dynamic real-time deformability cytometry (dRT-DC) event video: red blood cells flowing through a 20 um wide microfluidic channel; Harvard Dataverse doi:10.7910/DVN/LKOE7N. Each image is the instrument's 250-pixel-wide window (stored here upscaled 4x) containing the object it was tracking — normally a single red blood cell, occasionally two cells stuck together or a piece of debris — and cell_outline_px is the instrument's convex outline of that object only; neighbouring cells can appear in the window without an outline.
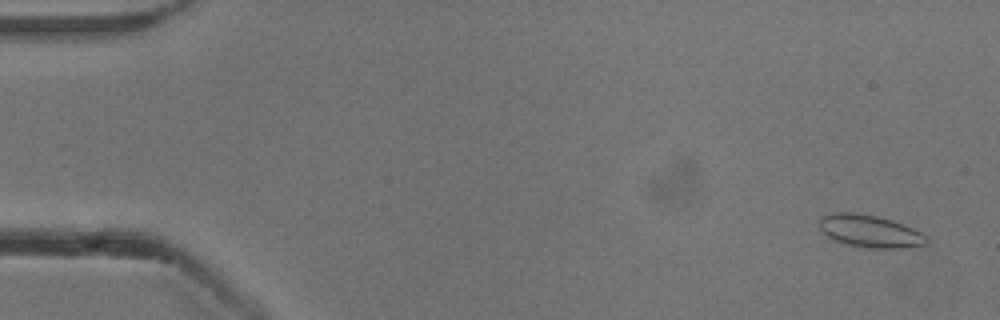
{"species": "common noctule bat (a hibernating species)", "species_latin": "Nyctalus noctula", "temperature_condition": "cold", "stored_images_in_passage": 54, "camera_frame_rate_fps": 3000, "um_per_image_px": 0.085, "animal": {"sex": "male", "body_mass_g": 13.3}, "frame": {"image": 1, "passage_image": 3, "time_ms": 0.667, "image_size_px": [1000, 320], "cell_outline_px": [[928, 240], [924, 244], [904, 248], [868, 248], [844, 244], [828, 236], [820, 228], [820, 216], [832, 212], [856, 212], [876, 216], [892, 220], [912, 228], [928, 236]], "centroid_in_image_um": [73.93, 19.64], "position_along_channel_um": 11.1, "area_um2": 20.23}}
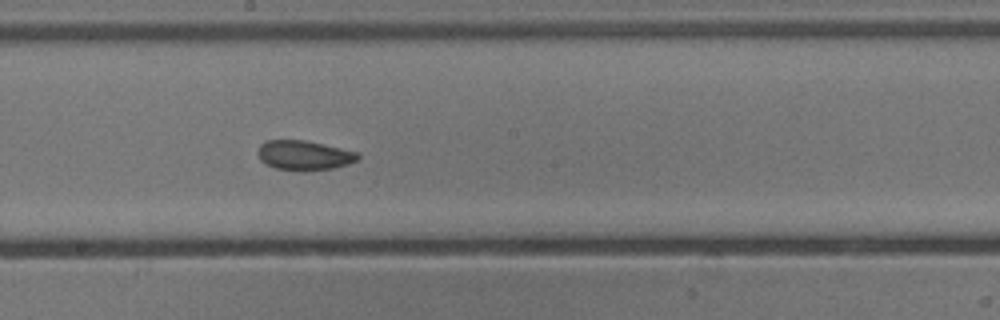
{"frame": {"image": 2, "passage_image": 30, "time_ms": 9.667, "image_size_px": [1000, 320], "cell_outline_px": [[360, 156], [356, 160], [348, 164], [332, 168], [276, 168], [264, 164], [260, 160], [256, 152], [260, 144], [264, 140], [304, 140], [324, 144], [360, 152]], "centroid_in_image_um": [25.82, 13.14], "position_along_channel_um": 222.4, "area_um2": 16.82}}
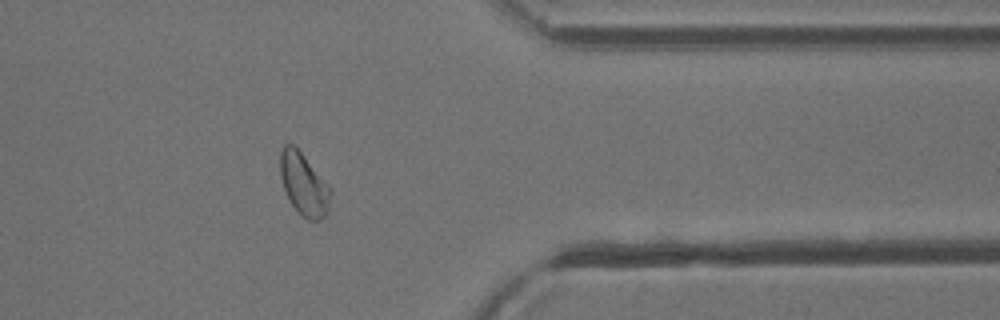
{"frame": {"image": 3, "passage_image": 44, "time_ms": 14.333, "image_size_px": [1000, 320], "cell_outline_px": [[332, 192], [328, 208], [324, 216], [320, 220], [308, 220], [300, 216], [288, 200], [280, 176], [280, 152], [284, 144], [292, 144], [304, 156], [332, 188]], "centroid_in_image_um": [25.82, 15.69], "position_along_channel_um": 385.6, "area_um2": 18.38}, "authors_computed_cell_mechanics": {"area_um2": 18.3515, "velocity_mm_per_s": 3.8209, "shape_relaxation_time_tau1_ms": null, "shape_relaxation_time_tau2_ms": 2.3599, "deformation_change_tau1": null, "deformation_change_tau2": 0.073}}